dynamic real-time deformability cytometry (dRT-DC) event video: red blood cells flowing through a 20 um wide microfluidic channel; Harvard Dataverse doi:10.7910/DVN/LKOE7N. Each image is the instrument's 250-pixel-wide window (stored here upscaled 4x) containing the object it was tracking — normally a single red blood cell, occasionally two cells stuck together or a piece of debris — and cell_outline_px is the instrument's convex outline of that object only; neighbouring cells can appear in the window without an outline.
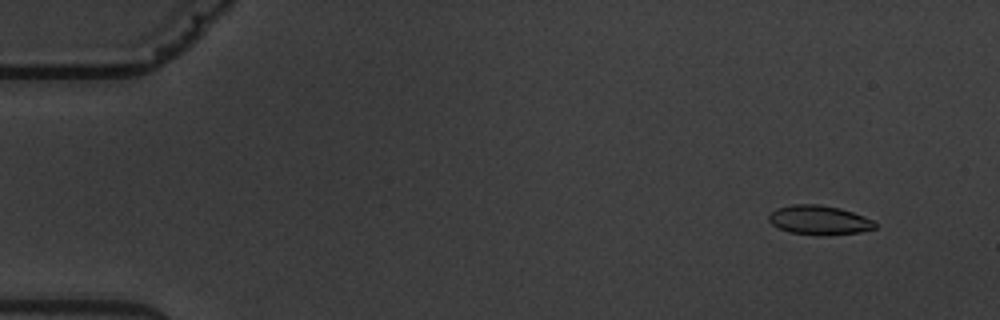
{"species": "common noctule bat (a hibernating species)", "species_latin": "Nyctalus noctula", "temperature_condition": "warm", "stored_images_in_passage": 6, "camera_frame_rate_fps": 3000, "um_per_image_px": 0.085, "animal": {"sex": "male", "body_mass_g": 19.5, "forearm_length_mm": 54.6}, "frame": {"image": 1, "passage_image": 2, "time_ms": 1.333, "image_size_px": [1000, 320], "cell_outline_px": [[876, 228], [860, 232], [788, 232], [772, 224], [768, 220], [768, 216], [776, 208], [792, 204], [820, 204], [840, 208], [864, 216], [872, 220], [876, 224]], "centroid_in_image_um": [69.6, 18.64], "position_along_channel_um": 15.4, "area_um2": 17.17}}
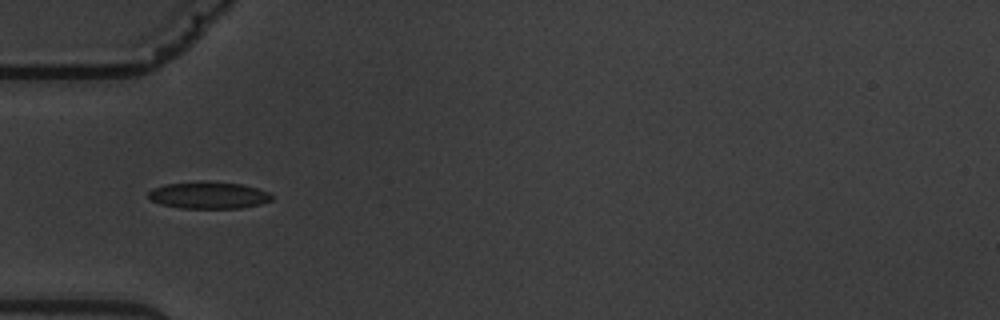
{"frame": {"image": 2, "passage_image": 6, "time_ms": 6.0, "image_size_px": [1000, 320], "cell_outline_px": [[272, 200], [260, 204], [240, 208], [180, 208], [160, 204], [152, 200], [148, 196], [148, 192], [152, 188], [164, 184], [200, 180], [240, 184], [256, 188], [268, 192], [272, 196]], "centroid_in_image_um": [17.69, 16.58], "position_along_channel_um": 67.3, "area_um2": 19.48}}